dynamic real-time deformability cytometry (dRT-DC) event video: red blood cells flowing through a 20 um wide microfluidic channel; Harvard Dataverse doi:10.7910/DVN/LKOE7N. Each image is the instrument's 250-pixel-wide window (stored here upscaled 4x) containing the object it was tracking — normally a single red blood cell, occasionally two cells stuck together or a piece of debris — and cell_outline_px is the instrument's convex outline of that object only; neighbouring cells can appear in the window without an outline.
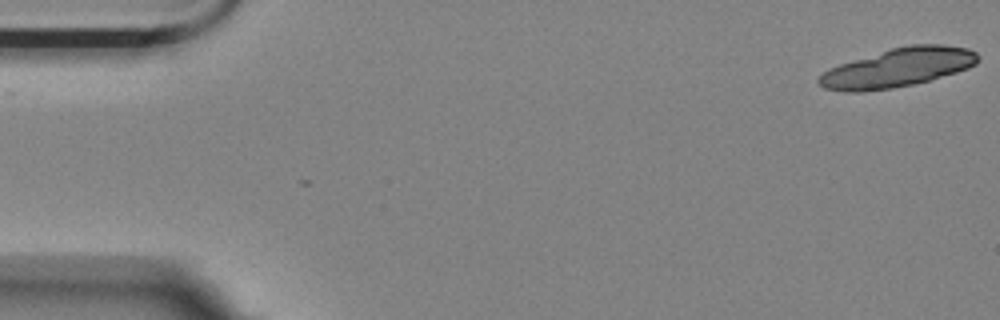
{"species": "Egyptian fruit bat (a non-hibernating species)", "species_latin": "Rousettus aegyptiacus", "temperature_condition": "room temperature", "stored_images_in_passage": 8, "camera_frame_rate_fps": 3000, "um_per_image_px": 0.085, "animal": {"sex": "female"}, "frame": {"image": 1, "passage_image": 1, "time_ms": 0.0, "image_size_px": [1000, 320], "cell_outline_px": [[980, 56], [976, 64], [968, 68], [956, 72], [928, 80], [912, 84], [892, 88], [860, 92], [844, 92], [824, 88], [816, 80], [828, 68], [840, 64], [892, 48], [908, 44], [944, 44], [968, 48], [976, 52]], "centroid_in_image_um": [76.33, 5.74], "position_along_channel_um": 8.7, "area_um2": 35.84}}
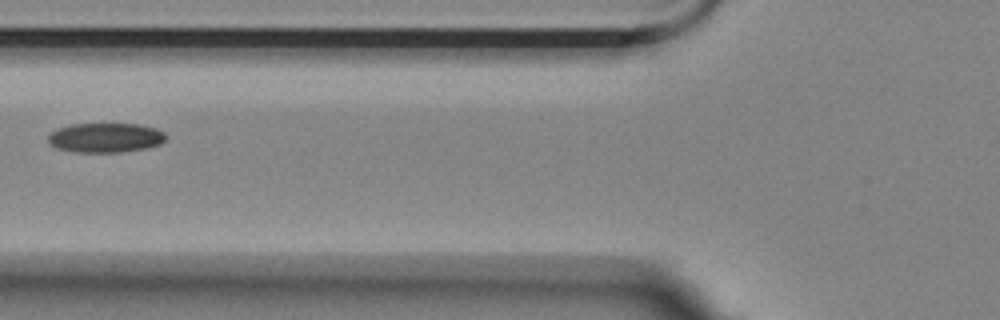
{"frame": {"image": 2, "passage_image": 7, "time_ms": 7.0, "image_size_px": [1000, 320], "cell_outline_px": [[168, 136], [160, 144], [144, 148], [120, 152], [76, 152], [56, 148], [48, 140], [48, 136], [56, 128], [72, 124], [140, 124], [156, 128], [164, 132]], "centroid_in_image_um": [8.98, 11.69], "position_along_channel_um": 116.8, "area_um2": 20.23}}
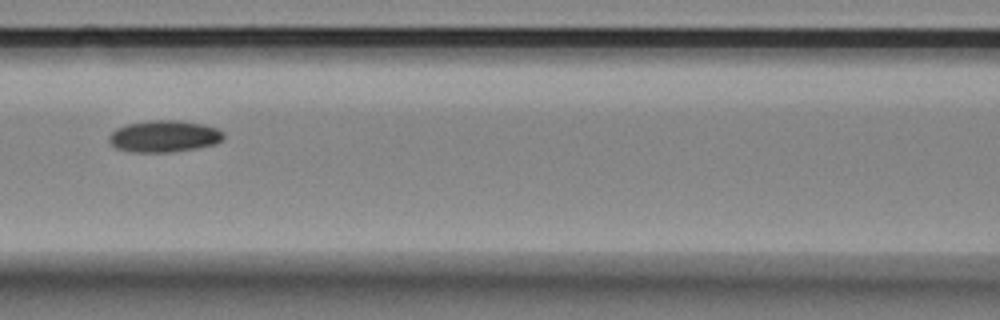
{"frame": {"image": 3, "passage_image": 8, "time_ms": 8.0, "image_size_px": [1000, 320], "cell_outline_px": [[224, 136], [220, 140], [212, 144], [196, 148], [172, 152], [132, 152], [116, 148], [108, 140], [108, 136], [116, 128], [128, 124], [152, 120], [180, 120], [200, 124], [216, 128], [224, 132]], "centroid_in_image_um": [13.91, 11.58], "position_along_channel_um": 152.7, "area_um2": 20.98}}